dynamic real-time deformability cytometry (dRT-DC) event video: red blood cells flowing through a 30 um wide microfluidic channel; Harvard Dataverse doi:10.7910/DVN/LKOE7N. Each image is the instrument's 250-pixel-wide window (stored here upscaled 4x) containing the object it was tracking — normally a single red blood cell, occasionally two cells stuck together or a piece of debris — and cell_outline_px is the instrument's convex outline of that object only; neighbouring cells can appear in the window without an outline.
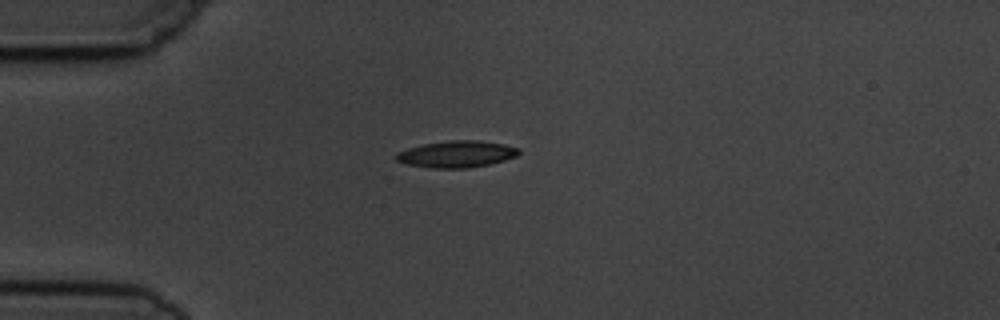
{"species": "common noctule bat (a hibernating species)", "species_latin": "Nyctalus noctula", "temperature_condition": "cold", "stored_images_in_passage": 5, "camera_frame_rate_fps": 3000, "um_per_image_px": 0.085, "animal": {"sex": "male", "body_mass_g": 19.5, "forearm_length_mm": 54.6}, "frame": {"image": 1, "passage_image": 5, "time_ms": 4.333, "image_size_px": [1000, 320], "cell_outline_px": [[520, 152], [516, 156], [504, 160], [488, 164], [468, 168], [432, 168], [408, 164], [396, 160], [396, 152], [408, 148], [424, 144], [448, 140], [476, 140], [504, 144], [520, 148]], "centroid_in_image_um": [38.82, 13.09], "position_along_channel_um": 46.2, "area_um2": 18.96}}